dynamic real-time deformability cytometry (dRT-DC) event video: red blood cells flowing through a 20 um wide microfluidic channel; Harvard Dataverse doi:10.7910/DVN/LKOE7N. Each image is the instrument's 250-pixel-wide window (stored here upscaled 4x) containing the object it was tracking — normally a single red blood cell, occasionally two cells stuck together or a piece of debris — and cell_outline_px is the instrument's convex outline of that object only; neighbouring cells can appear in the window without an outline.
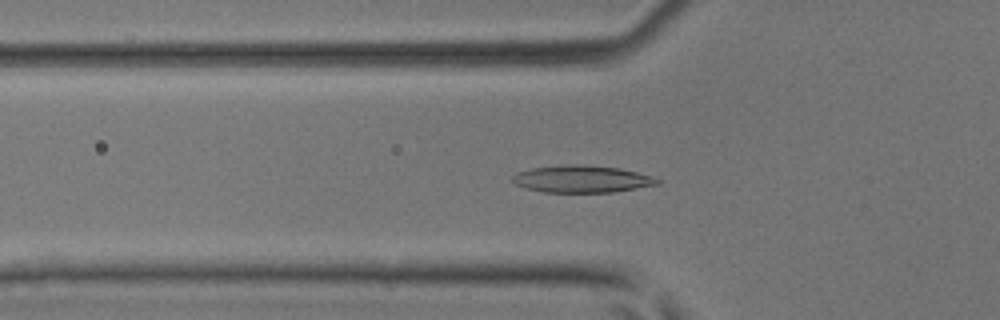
{"species": "common noctule bat (a hibernating species)", "species_latin": "Nyctalus noctula", "temperature_condition": "room temperature", "stored_images_in_passage": 47, "camera_frame_rate_fps": 3000, "um_per_image_px": 0.085, "animal": {"sex": "male", "body_mass_g": 17.9, "forearm_length_mm": 54.2}, "frame": {"image": 1, "passage_image": 16, "time_ms": 5.0, "image_size_px": [1000, 320], "cell_outline_px": [[660, 184], [612, 192], [544, 192], [524, 188], [516, 184], [512, 180], [512, 176], [516, 172], [532, 168], [560, 164], [580, 164], [620, 168], [636, 172], [660, 180]], "centroid_in_image_um": [49.4, 15.21], "position_along_channel_um": 76.4, "area_um2": 22.89}}
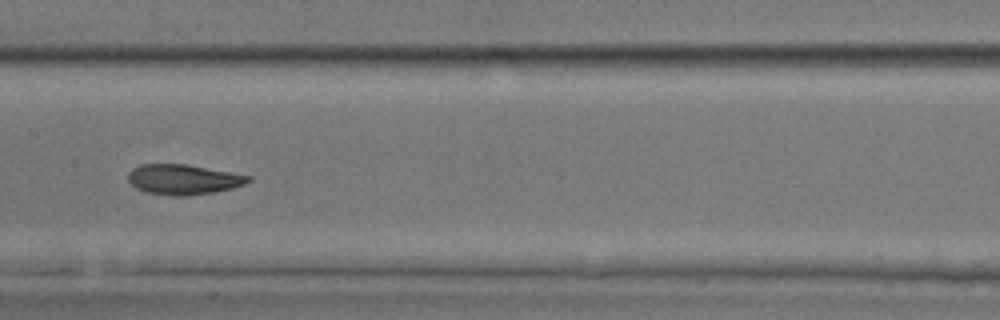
{"frame": {"image": 2, "passage_image": 24, "time_ms": 7.667, "image_size_px": [1000, 320], "cell_outline_px": [[252, 180], [244, 184], [232, 188], [212, 192], [188, 196], [172, 196], [144, 192], [136, 188], [128, 180], [128, 172], [132, 168], [140, 164], [188, 164], [252, 176]], "centroid_in_image_um": [15.57, 15.25], "position_along_channel_um": 191.8, "area_um2": 21.27}}
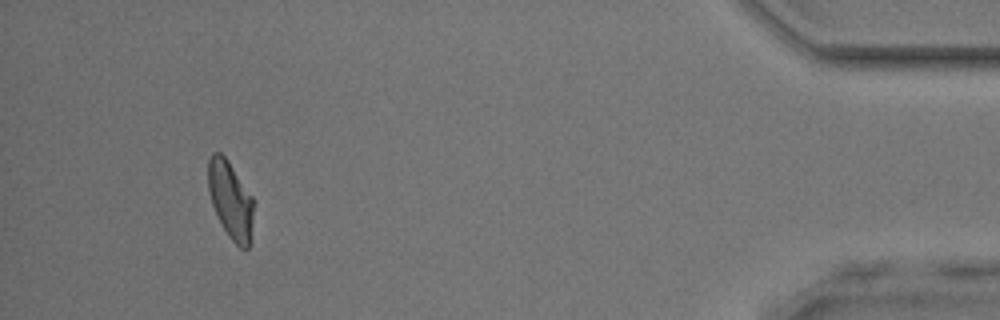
{"frame": {"image": 3, "passage_image": 44, "time_ms": 14.333, "image_size_px": [1000, 320], "cell_outline_px": [[252, 220], [248, 248], [240, 248], [228, 236], [212, 204], [208, 188], [208, 160], [212, 152], [220, 152], [228, 160], [252, 196]], "centroid_in_image_um": [19.57, 16.95], "position_along_channel_um": 415.6, "area_um2": 20.0}}